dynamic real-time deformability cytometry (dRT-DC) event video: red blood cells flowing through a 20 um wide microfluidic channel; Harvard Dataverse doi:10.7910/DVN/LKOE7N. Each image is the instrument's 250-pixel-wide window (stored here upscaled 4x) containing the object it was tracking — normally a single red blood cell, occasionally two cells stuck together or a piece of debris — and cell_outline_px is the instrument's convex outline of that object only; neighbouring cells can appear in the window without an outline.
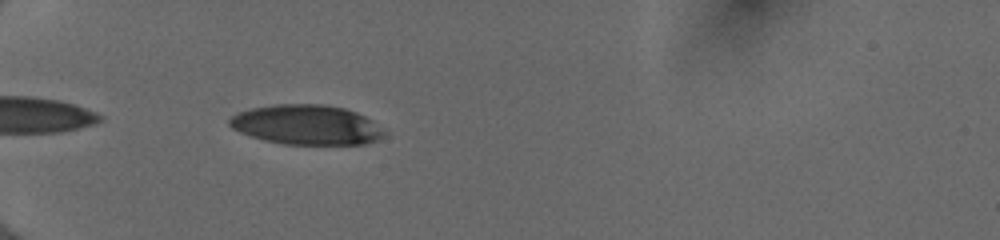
{"species": "human", "species_latin": "Homo sapiens", "temperature_condition": "cold", "stored_images_in_passage": 34, "camera_frame_rate_fps": 3000, "um_per_image_px": 0.085, "donor": {"sex": "female"}, "frame": {"image": 1, "passage_image": 2, "time_ms": 0.333, "image_size_px": [1000, 240], "cell_outline_px": [[384, 132], [380, 140], [364, 144], [284, 144], [264, 140], [240, 132], [232, 128], [228, 124], [228, 120], [232, 116], [240, 112], [252, 108], [276, 104], [324, 104], [344, 108], [356, 112], [372, 120], [384, 128]], "centroid_in_image_um": [26.08, 10.61], "position_along_channel_um": 58.9, "area_um2": 35.84}}
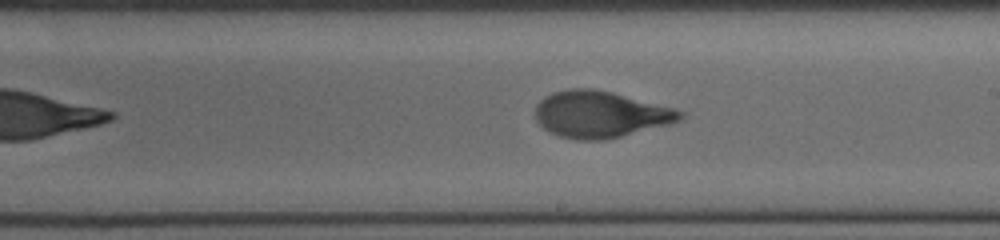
{"frame": {"image": 2, "passage_image": 17, "time_ms": 5.333, "image_size_px": [1000, 240], "cell_outline_px": [[684, 116], [680, 120], [672, 124], [604, 140], [576, 140], [560, 136], [544, 128], [536, 120], [536, 104], [544, 96], [552, 92], [568, 88], [592, 88], [612, 92], [672, 108], [684, 112]], "centroid_in_image_um": [51.01, 9.72], "position_along_channel_um": 238.0, "area_um2": 39.25}}
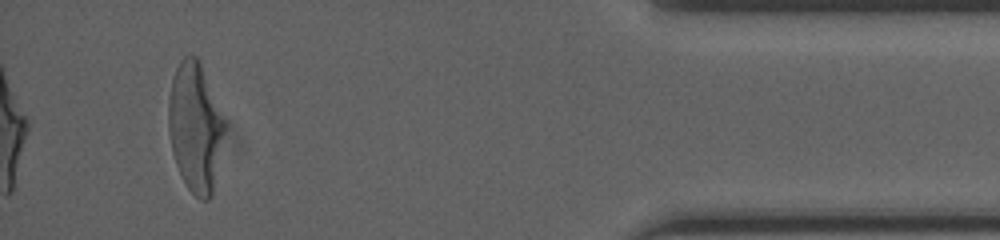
{"frame": {"image": 3, "passage_image": 34, "time_ms": 11.0, "image_size_px": [1000, 240], "cell_outline_px": [[224, 124], [212, 196], [208, 200], [200, 200], [188, 188], [176, 164], [172, 152], [168, 128], [168, 96], [172, 80], [176, 68], [180, 60], [184, 56], [196, 56], [200, 64], [224, 120]], "centroid_in_image_um": [16.54, 10.81], "position_along_channel_um": 418.7, "area_um2": 41.1}, "authors_computed_cell_mechanics": {"area_um2": 39.2173, "velocity_mm_per_s": 4.0039, "shape_relaxation_time_tau1_ms": 3.4282, "shape_relaxation_time_tau2_ms": 0.5775, "deformation_change_tau1": 0.1979, "deformation_change_tau2": 0.0696}}